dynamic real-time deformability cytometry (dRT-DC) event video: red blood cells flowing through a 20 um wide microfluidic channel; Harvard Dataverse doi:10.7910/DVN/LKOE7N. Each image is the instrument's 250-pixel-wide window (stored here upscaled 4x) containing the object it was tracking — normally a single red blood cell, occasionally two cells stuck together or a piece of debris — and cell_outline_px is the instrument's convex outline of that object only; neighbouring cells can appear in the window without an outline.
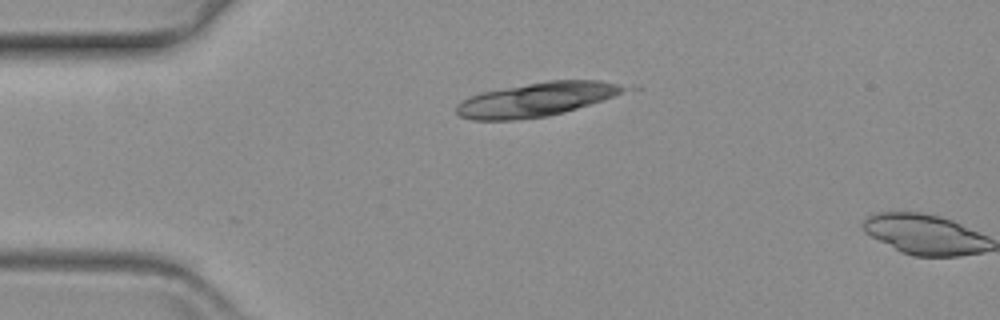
{"species": "common noctule bat (a hibernating species)", "species_latin": "Nyctalus noctula", "temperature_condition": "warm", "stored_images_in_passage": 2, "camera_frame_rate_fps": 3000, "um_per_image_px": 0.085, "animal": {"sex": "female", "body_mass_g": 19.3, "forearm_length_mm": 54.1}, "frame": {"image": 1, "passage_image": 1, "time_ms": 0.0, "image_size_px": [1000, 320], "cell_outline_px": [[624, 88], [620, 92], [612, 96], [564, 112], [548, 116], [512, 120], [472, 120], [460, 116], [456, 112], [456, 104], [468, 96], [480, 92], [548, 80], [596, 80], [616, 84]], "centroid_in_image_um": [45.44, 8.46], "position_along_channel_um": 39.6, "area_um2": 32.54}}